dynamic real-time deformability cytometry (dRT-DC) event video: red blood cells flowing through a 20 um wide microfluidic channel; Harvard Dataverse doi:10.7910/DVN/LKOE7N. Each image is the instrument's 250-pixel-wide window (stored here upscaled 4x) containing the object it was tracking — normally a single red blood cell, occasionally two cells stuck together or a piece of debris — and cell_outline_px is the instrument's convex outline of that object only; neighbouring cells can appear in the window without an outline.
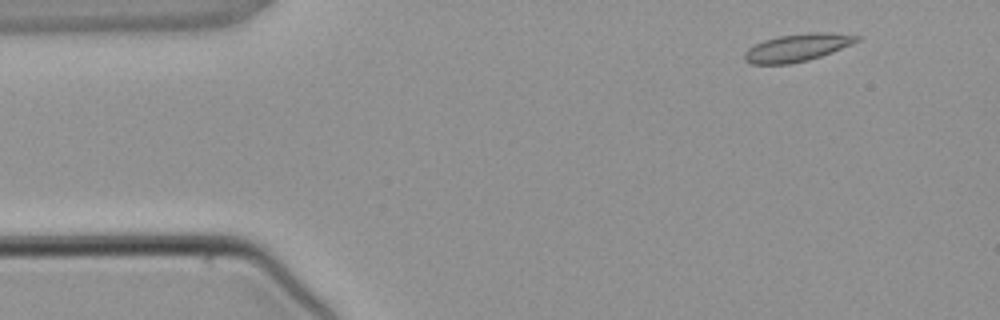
{"species": "common noctule bat (a hibernating species)", "species_latin": "Nyctalus noctula", "temperature_condition": "warm", "stored_images_in_passage": 3, "camera_frame_rate_fps": 3000, "um_per_image_px": 0.085, "animal": {"sex": "male", "body_mass_g": 21.5, "forearm_length_mm": 52.0}, "frame": {"image": 1, "passage_image": 1, "time_ms": 0.0, "image_size_px": [1000, 320], "cell_outline_px": [[860, 40], [832, 52], [808, 60], [788, 64], [752, 64], [744, 60], [744, 52], [748, 48], [764, 40], [776, 36], [812, 32], [828, 32], [860, 36]], "centroid_in_image_um": [67.74, 4.04], "position_along_channel_um": 17.3, "area_um2": 17.98}}